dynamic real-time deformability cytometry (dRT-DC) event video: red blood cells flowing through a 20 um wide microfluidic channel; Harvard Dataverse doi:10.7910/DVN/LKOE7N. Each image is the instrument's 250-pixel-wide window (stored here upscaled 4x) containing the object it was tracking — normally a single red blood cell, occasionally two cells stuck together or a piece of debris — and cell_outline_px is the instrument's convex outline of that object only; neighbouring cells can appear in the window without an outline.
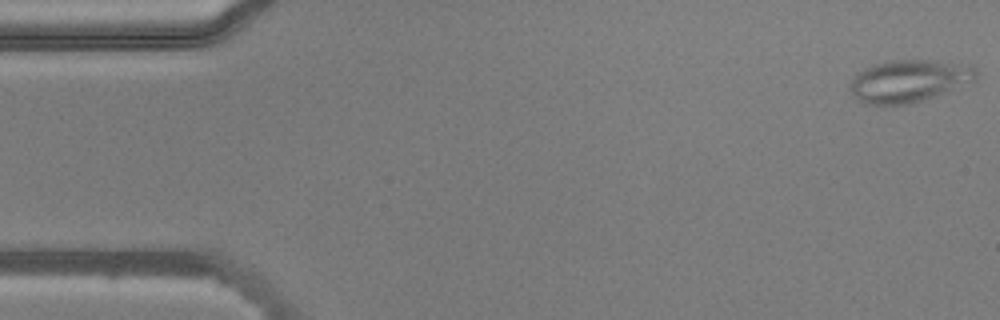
{"species": "common noctule bat (a hibernating species)", "species_latin": "Nyctalus noctula", "temperature_condition": "warm", "stored_images_in_passage": 47, "camera_frame_rate_fps": 3000, "um_per_image_px": 0.085, "animal": {"sex": "male", "body_mass_g": 20.5, "forearm_length_mm": 52.5}, "frame": {"image": 1, "passage_image": 1, "time_ms": 0.0, "image_size_px": [1000, 320], "cell_outline_px": [[976, 80], [932, 96], [908, 104], [864, 104], [852, 92], [848, 84], [856, 72], [872, 64], [888, 60], [936, 60], [972, 64], [976, 72]], "centroid_in_image_um": [77.23, 6.84], "position_along_channel_um": 7.8, "area_um2": 30.98}}
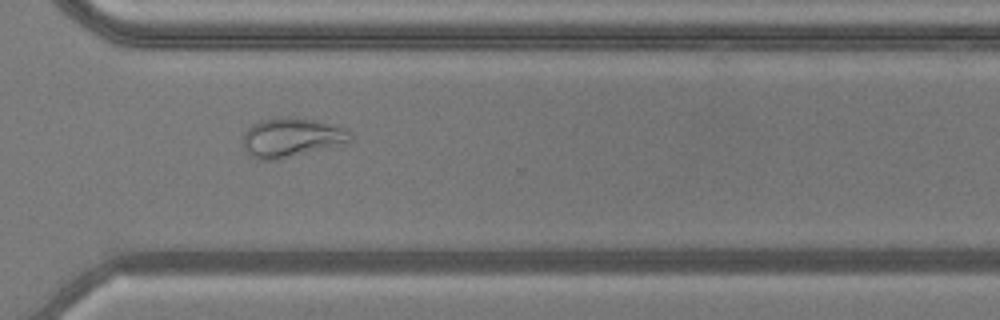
{"frame": {"image": 2, "passage_image": 37, "time_ms": 12.0, "image_size_px": [1000, 320], "cell_outline_px": [[352, 140], [276, 160], [260, 160], [252, 156], [244, 148], [244, 132], [252, 124], [260, 120], [280, 116], [288, 116], [312, 120], [340, 128], [352, 132]], "centroid_in_image_um": [24.69, 11.67], "position_along_channel_um": 345.9, "area_um2": 23.76}, "authors_computed_cell_mechanics": {"area_um2": 23.7558, "velocity_mm_per_s": 3.8467, "shape_relaxation_time_tau1_ms": null, "shape_relaxation_time_tau2_ms": 1.3654, "deformation_change_tau1": null, "deformation_change_tau2": 0.0866}}